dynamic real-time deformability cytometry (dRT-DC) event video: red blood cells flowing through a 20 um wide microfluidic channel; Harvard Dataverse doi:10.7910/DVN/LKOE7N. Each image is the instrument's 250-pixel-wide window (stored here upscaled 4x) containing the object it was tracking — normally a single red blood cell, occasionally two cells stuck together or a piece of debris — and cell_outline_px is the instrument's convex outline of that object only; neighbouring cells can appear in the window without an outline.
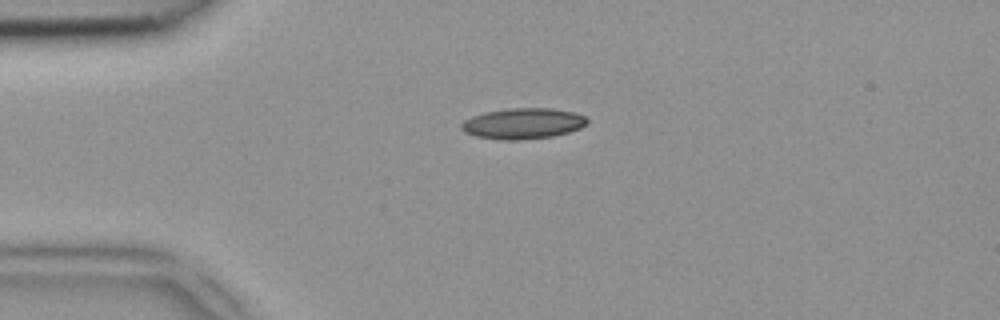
{"species": "common noctule bat (a hibernating species)", "species_latin": "Nyctalus noctula", "temperature_condition": "room temperature", "stored_images_in_passage": 38, "camera_frame_rate_fps": 3000, "um_per_image_px": 0.085, "animal": {"sex": "female", "body_mass_g": 18.4}, "frame": {"image": 1, "passage_image": 1, "time_ms": 0.0, "image_size_px": [1000, 320], "cell_outline_px": [[588, 124], [580, 128], [568, 132], [552, 136], [520, 140], [504, 140], [476, 136], [464, 132], [460, 128], [460, 124], [464, 120], [472, 116], [484, 112], [512, 108], [552, 108], [572, 112], [584, 116], [588, 120]], "centroid_in_image_um": [44.43, 10.5], "position_along_channel_um": 40.6, "area_um2": 22.54}}
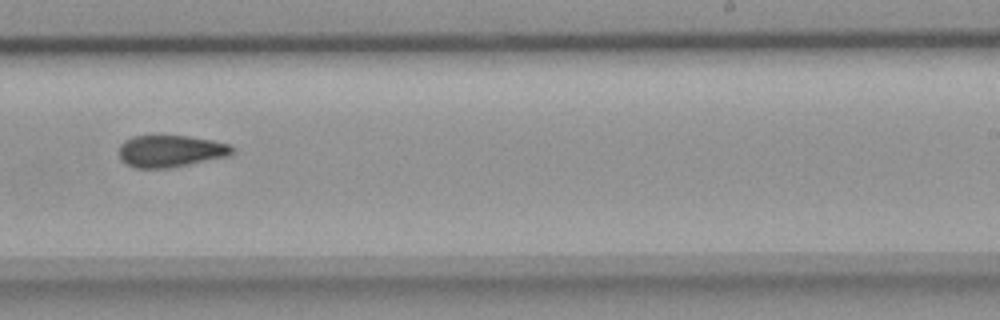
{"frame": {"image": 2, "passage_image": 20, "time_ms": 6.333, "image_size_px": [1000, 320], "cell_outline_px": [[236, 148], [228, 156], [168, 168], [136, 168], [120, 160], [120, 144], [124, 140], [132, 136], [156, 132], [188, 136], [212, 140], [228, 144]], "centroid_in_image_um": [14.45, 12.79], "position_along_channel_um": 274.6, "area_um2": 21.73}}
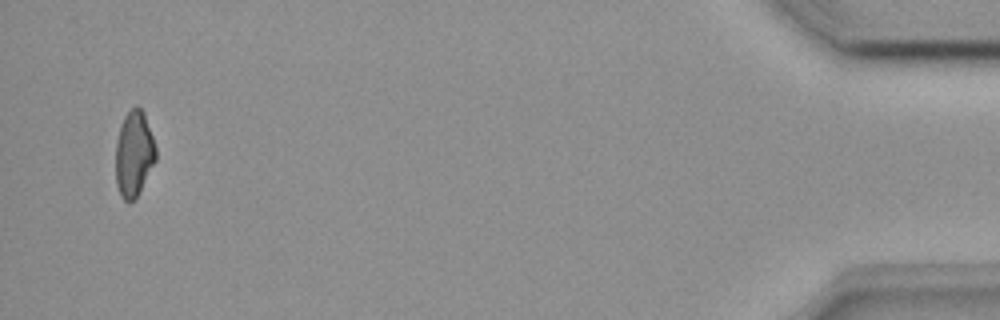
{"frame": {"image": 3, "passage_image": 37, "time_ms": 12.0, "image_size_px": [1000, 320], "cell_outline_px": [[156, 160], [136, 200], [128, 204], [120, 196], [116, 184], [116, 140], [120, 124], [124, 116], [136, 104], [144, 112], [156, 148]], "centroid_in_image_um": [11.38, 13.11], "position_along_channel_um": 423.8, "area_um2": 20.4}}